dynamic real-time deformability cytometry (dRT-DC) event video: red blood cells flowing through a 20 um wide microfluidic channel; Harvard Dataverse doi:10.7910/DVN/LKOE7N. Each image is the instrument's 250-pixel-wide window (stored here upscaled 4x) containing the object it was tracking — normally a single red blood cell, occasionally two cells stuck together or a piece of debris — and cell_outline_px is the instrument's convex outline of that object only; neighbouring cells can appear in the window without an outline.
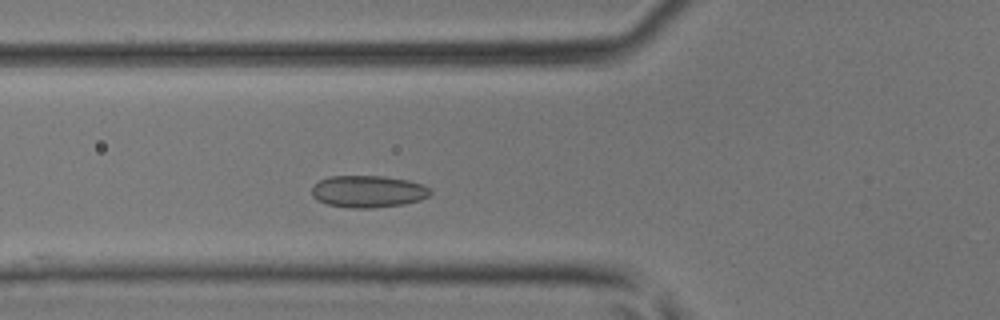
{"species": "common noctule bat (a hibernating species)", "species_latin": "Nyctalus noctula", "temperature_condition": "room temperature", "stored_images_in_passage": 35, "camera_frame_rate_fps": 3000, "um_per_image_px": 0.085, "animal": {"sex": "male", "body_mass_g": 17.9, "forearm_length_mm": 54.2}, "frame": {"image": 1, "passage_image": 10, "time_ms": 3.0, "image_size_px": [1000, 320], "cell_outline_px": [[432, 192], [428, 196], [420, 200], [404, 204], [372, 208], [352, 208], [328, 204], [316, 200], [312, 196], [312, 188], [320, 180], [332, 176], [384, 176], [408, 180], [424, 184]], "centroid_in_image_um": [31.31, 16.27], "position_along_channel_um": 94.5, "area_um2": 22.08}}
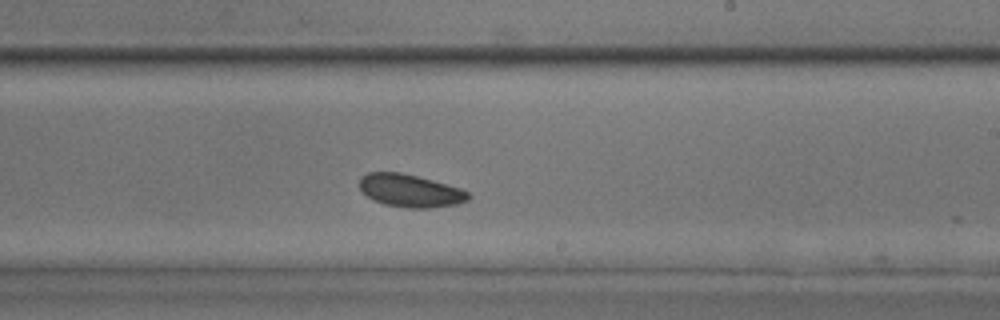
{"frame": {"image": 2, "passage_image": 21, "time_ms": 6.667, "image_size_px": [1000, 320], "cell_outline_px": [[472, 196], [468, 200], [456, 204], [428, 208], [408, 208], [384, 204], [372, 200], [360, 188], [360, 176], [368, 172], [400, 172], [432, 180], [460, 188], [468, 192]], "centroid_in_image_um": [34.86, 16.21], "position_along_channel_um": 254.1, "area_um2": 20.69}}
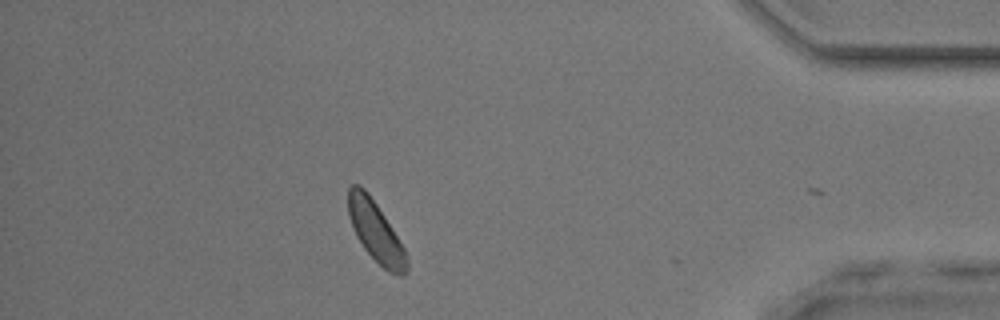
{"frame": {"image": 3, "passage_image": 34, "time_ms": 11.0, "image_size_px": [1000, 320], "cell_outline_px": [[408, 272], [404, 276], [400, 276], [388, 272], [364, 248], [356, 236], [352, 228], [348, 216], [348, 188], [352, 184], [360, 184], [368, 192], [392, 228], [404, 248], [408, 260]], "centroid_in_image_um": [31.93, 19.69], "position_along_channel_um": 403.3, "area_um2": 20.58}}